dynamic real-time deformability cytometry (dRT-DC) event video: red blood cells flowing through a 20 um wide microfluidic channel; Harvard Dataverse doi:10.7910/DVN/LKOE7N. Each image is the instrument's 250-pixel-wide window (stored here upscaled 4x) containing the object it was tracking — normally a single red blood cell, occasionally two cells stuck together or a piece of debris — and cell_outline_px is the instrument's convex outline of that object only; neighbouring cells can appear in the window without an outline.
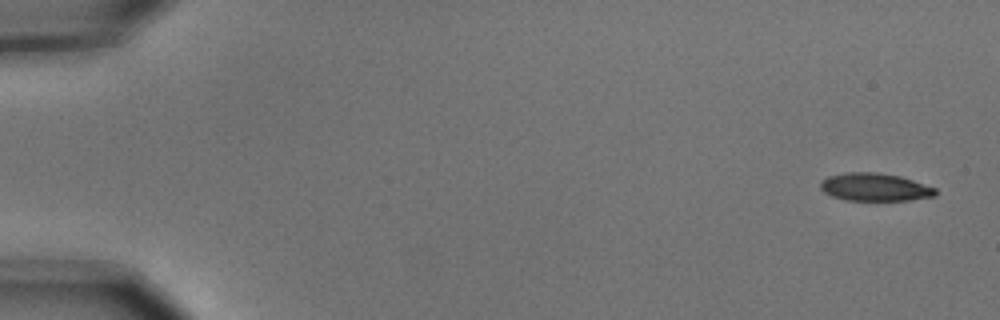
{"species": "common noctule bat (a hibernating species)", "species_latin": "Nyctalus noctula", "temperature_condition": "cold", "stored_images_in_passage": 5, "camera_frame_rate_fps": 3000, "um_per_image_px": 0.085, "animal": {"sex": "male", "body_mass_g": 15.6}, "frame": {"image": 1, "passage_image": 1, "time_ms": 0.0, "image_size_px": [1000, 320], "cell_outline_px": [[936, 196], [908, 200], [848, 200], [832, 196], [824, 192], [820, 188], [820, 180], [828, 176], [844, 172], [876, 172], [900, 176], [936, 188]], "centroid_in_image_um": [74.33, 15.89], "position_along_channel_um": 10.7, "area_um2": 18.67}}
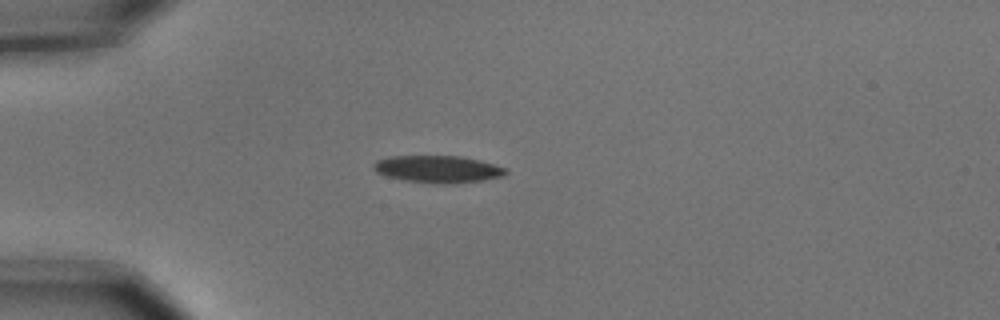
{"frame": {"image": 2, "passage_image": 4, "time_ms": 1.0, "image_size_px": [1000, 320], "cell_outline_px": [[508, 172], [504, 176], [484, 180], [452, 184], [404, 180], [388, 176], [376, 172], [372, 168], [372, 164], [376, 160], [388, 156], [460, 156], [480, 160], [508, 168]], "centroid_in_image_um": [37.24, 14.36], "position_along_channel_um": 47.8, "area_um2": 20.98}}